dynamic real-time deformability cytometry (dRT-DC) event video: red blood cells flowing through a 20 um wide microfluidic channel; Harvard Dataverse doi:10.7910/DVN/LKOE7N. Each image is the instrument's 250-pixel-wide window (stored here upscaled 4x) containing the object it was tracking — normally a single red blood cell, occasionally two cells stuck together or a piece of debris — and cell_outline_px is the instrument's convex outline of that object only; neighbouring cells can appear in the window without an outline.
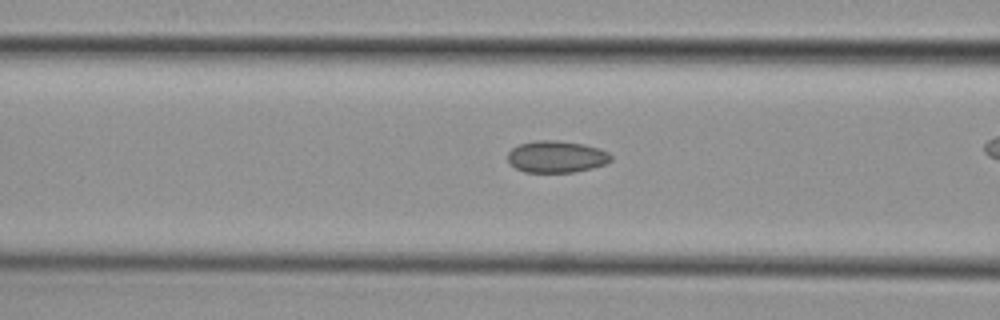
{"species": "common noctule bat (a hibernating species)", "species_latin": "Nyctalus noctula", "temperature_condition": "cold", "stored_images_in_passage": 42, "camera_frame_rate_fps": 3000, "um_per_image_px": 0.085, "animal": {"sex": "female", "body_mass_g": 29.2, "forearm_length_mm": 56.3}, "frame": {"image": 1, "passage_image": 21, "time_ms": 6.667, "image_size_px": [1000, 320], "cell_outline_px": [[612, 160], [604, 164], [592, 168], [572, 172], [524, 172], [516, 168], [508, 160], [508, 152], [512, 148], [520, 144], [536, 140], [556, 140], [584, 144], [600, 148], [608, 152], [612, 156]], "centroid_in_image_um": [47.31, 13.31], "position_along_channel_um": 119.3, "area_um2": 19.13}}
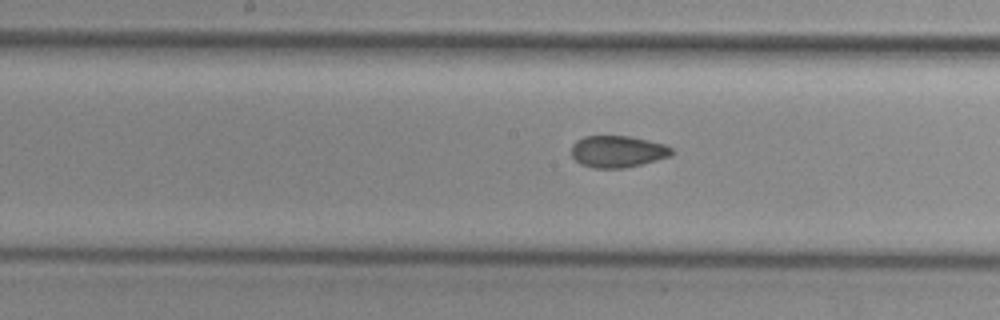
{"frame": {"image": 2, "passage_image": 27, "time_ms": 8.667, "image_size_px": [1000, 320], "cell_outline_px": [[672, 156], [624, 168], [592, 168], [580, 164], [572, 156], [572, 144], [576, 140], [584, 136], [628, 136], [648, 140], [664, 144], [672, 148]], "centroid_in_image_um": [52.48, 12.88], "position_along_channel_um": 195.7, "area_um2": 18.55}}
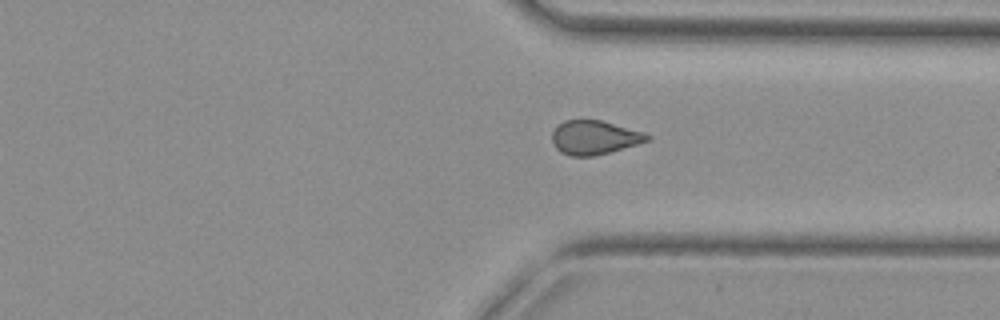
{"frame": {"image": 3, "passage_image": 40, "time_ms": 13.0, "image_size_px": [1000, 320], "cell_outline_px": [[652, 136], [648, 140], [636, 144], [608, 152], [592, 156], [572, 156], [560, 152], [556, 148], [552, 140], [552, 132], [564, 120], [600, 120], [644, 132]], "centroid_in_image_um": [50.5, 11.68], "position_along_channel_um": 360.9, "area_um2": 18.5}}